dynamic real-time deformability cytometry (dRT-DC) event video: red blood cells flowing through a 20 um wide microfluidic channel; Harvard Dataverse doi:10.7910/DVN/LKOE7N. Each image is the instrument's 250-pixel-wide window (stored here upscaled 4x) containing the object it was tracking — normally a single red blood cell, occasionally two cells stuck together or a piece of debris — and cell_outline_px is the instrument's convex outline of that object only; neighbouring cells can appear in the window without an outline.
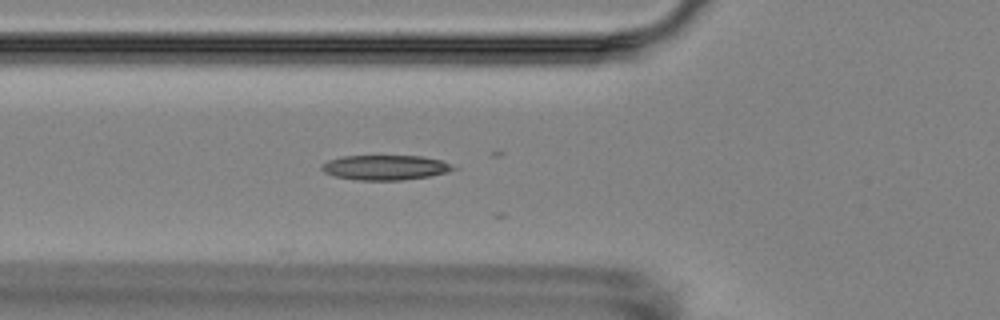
{"species": "Egyptian fruit bat (a non-hibernating species)", "species_latin": "Rousettus aegyptiacus", "temperature_condition": "room temperature", "stored_images_in_passage": 5, "camera_frame_rate_fps": 3000, "um_per_image_px": 0.085, "animal": {"sex": "female"}, "frame": {"image": 1, "passage_image": 5, "time_ms": 4.667, "image_size_px": [1000, 320], "cell_outline_px": [[460, 168], [448, 172], [428, 176], [400, 180], [356, 180], [336, 176], [324, 172], [320, 168], [320, 164], [328, 160], [340, 156], [420, 156], [440, 160]], "centroid_in_image_um": [32.72, 14.23], "position_along_channel_um": 93.1, "area_um2": 19.07}}